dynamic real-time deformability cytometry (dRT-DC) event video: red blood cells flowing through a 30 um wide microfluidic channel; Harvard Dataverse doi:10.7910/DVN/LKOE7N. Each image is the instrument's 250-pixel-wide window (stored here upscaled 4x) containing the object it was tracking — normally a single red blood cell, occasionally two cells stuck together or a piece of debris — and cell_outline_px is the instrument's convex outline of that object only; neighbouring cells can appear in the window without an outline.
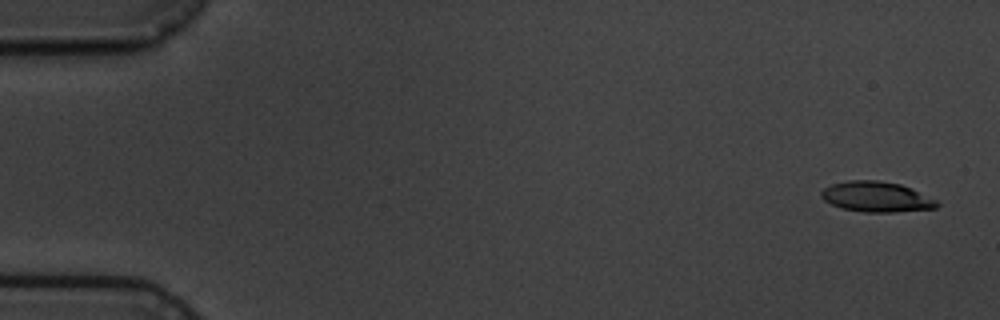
{"species": "common noctule bat (a hibernating species)", "species_latin": "Nyctalus noctula", "temperature_condition": "cold", "stored_images_in_passage": 5, "camera_frame_rate_fps": 3000, "um_per_image_px": 0.085, "animal": {"sex": "male", "body_mass_g": 19.5, "forearm_length_mm": 54.6}, "frame": {"image": 1, "passage_image": 1, "time_ms": 0.0, "image_size_px": [1000, 320], "cell_outline_px": [[940, 204], [936, 208], [892, 212], [864, 212], [840, 208], [824, 200], [820, 196], [820, 192], [824, 188], [832, 184], [848, 180], [876, 180], [900, 184], [912, 188], [936, 200]], "centroid_in_image_um": [74.48, 16.73], "position_along_channel_um": 10.5, "area_um2": 20.46}}
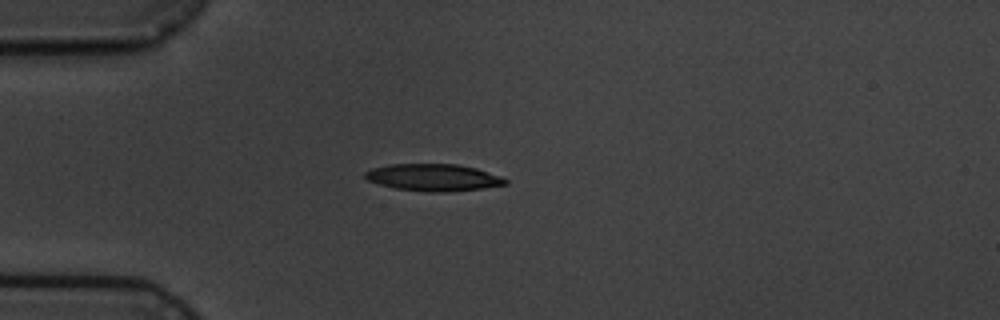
{"frame": {"image": 2, "passage_image": 5, "time_ms": 4.333, "image_size_px": [1000, 320], "cell_outline_px": [[508, 184], [484, 188], [444, 192], [432, 192], [396, 188], [380, 184], [368, 180], [364, 176], [364, 172], [372, 168], [388, 164], [456, 164], [476, 168], [500, 176], [508, 180]], "centroid_in_image_um": [36.85, 15.08], "position_along_channel_um": 48.2, "area_um2": 21.96}}